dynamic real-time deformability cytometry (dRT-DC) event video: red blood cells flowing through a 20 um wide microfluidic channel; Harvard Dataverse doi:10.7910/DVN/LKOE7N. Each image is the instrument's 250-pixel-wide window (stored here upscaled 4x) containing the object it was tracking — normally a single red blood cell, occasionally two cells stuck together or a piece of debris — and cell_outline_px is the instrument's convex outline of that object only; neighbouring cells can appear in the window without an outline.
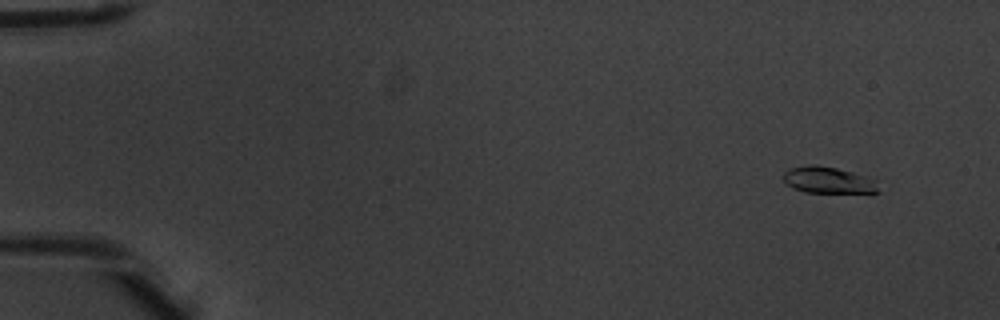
{"species": "common noctule bat (a hibernating species)", "species_latin": "Nyctalus noctula", "temperature_condition": "warm", "stored_images_in_passage": 7, "camera_frame_rate_fps": 3000, "um_per_image_px": 0.085, "animal": {"sex": "male", "body_mass_g": 20.1, "forearm_length_mm": 53.5}, "frame": {"image": 1, "passage_image": 1, "time_ms": 0.0, "image_size_px": [1000, 320], "cell_outline_px": [[880, 192], [804, 192], [792, 188], [784, 184], [784, 172], [788, 168], [808, 164], [816, 164], [836, 168], [852, 172], [876, 180]], "centroid_in_image_um": [70.34, 15.3], "position_along_channel_um": 14.7, "area_um2": 14.74}}
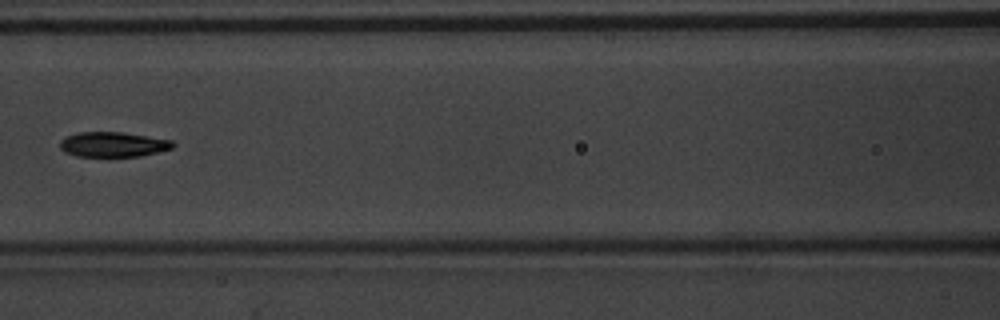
{"frame": {"image": 2, "passage_image": 7, "time_ms": 2.0, "image_size_px": [1000, 320], "cell_outline_px": [[176, 144], [172, 148], [140, 156], [76, 156], [64, 152], [60, 148], [60, 140], [76, 132], [124, 132], [172, 140]], "centroid_in_image_um": [9.6, 12.27], "position_along_channel_um": 157.0, "area_um2": 16.42}}